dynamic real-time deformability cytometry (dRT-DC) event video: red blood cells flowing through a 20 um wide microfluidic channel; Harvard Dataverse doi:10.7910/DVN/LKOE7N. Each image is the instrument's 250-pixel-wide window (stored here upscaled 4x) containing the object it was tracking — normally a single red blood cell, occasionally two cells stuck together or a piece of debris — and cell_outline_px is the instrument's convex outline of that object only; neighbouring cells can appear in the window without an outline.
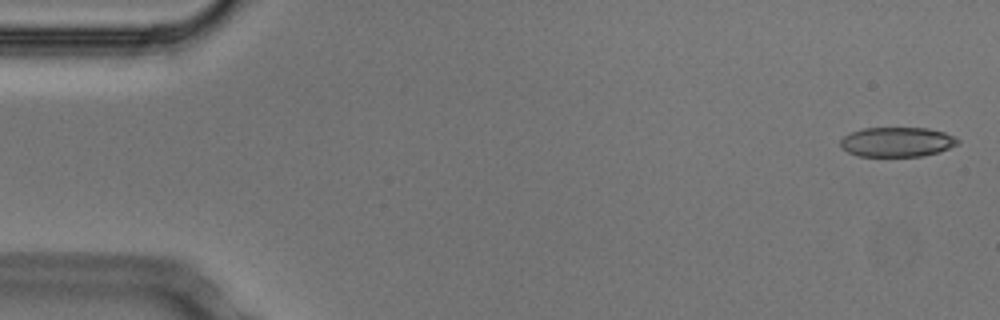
{"species": "Egyptian fruit bat (a non-hibernating species)", "species_latin": "Rousettus aegyptiacus", "temperature_condition": "cold", "stored_images_in_passage": 53, "camera_frame_rate_fps": 3000, "um_per_image_px": 0.085, "animal": {"sex": "male"}, "frame": {"image": 1, "passage_image": 2, "time_ms": 0.333, "image_size_px": [1000, 320], "cell_outline_px": [[960, 140], [956, 144], [948, 148], [936, 152], [920, 156], [860, 156], [848, 152], [840, 148], [840, 140], [844, 136], [852, 132], [864, 128], [928, 128], [944, 132]], "centroid_in_image_um": [76.2, 12.06], "position_along_channel_um": 8.8, "area_um2": 20.06}}
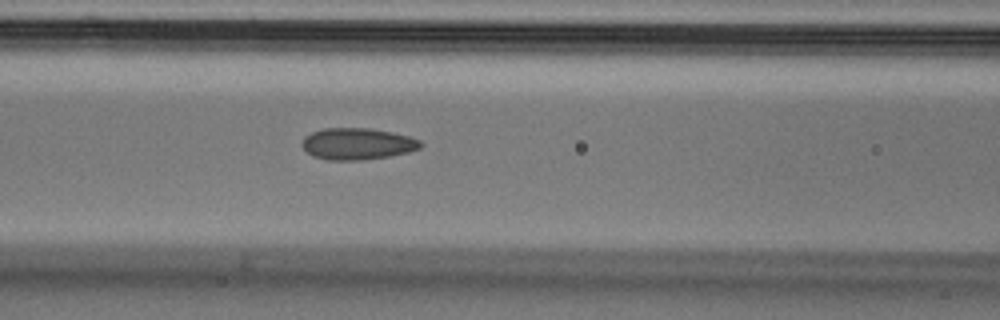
{"frame": {"image": 2, "passage_image": 22, "time_ms": 7.0, "image_size_px": [1000, 320], "cell_outline_px": [[424, 144], [420, 148], [408, 152], [388, 156], [360, 160], [328, 160], [312, 156], [300, 144], [304, 136], [312, 132], [324, 128], [372, 128], [392, 132], [408, 136], [420, 140]], "centroid_in_image_um": [30.36, 12.22], "position_along_channel_um": 136.2, "area_um2": 21.91}}
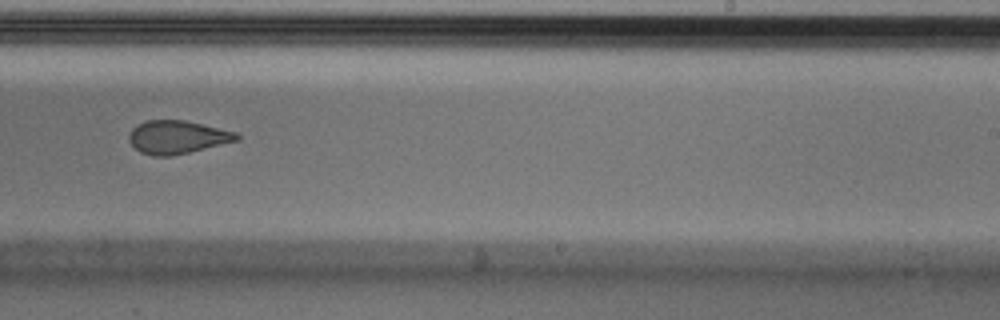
{"frame": {"image": 3, "passage_image": 33, "time_ms": 10.667, "image_size_px": [1000, 320], "cell_outline_px": [[240, 140], [172, 156], [152, 156], [140, 152], [128, 140], [128, 136], [132, 128], [136, 124], [148, 120], [184, 120], [236, 132], [240, 136]], "centroid_in_image_um": [15.05, 11.66], "position_along_channel_um": 274.0, "area_um2": 20.81}, "authors_computed_cell_mechanics": {"area_um2": 21.9062, "velocity_mm_per_s": 3.7633, "shape_relaxation_time_tau1_ms": null, "shape_relaxation_time_tau2_ms": 1.907, "deformation_change_tau1": null, "deformation_change_tau2": 0.0962}}